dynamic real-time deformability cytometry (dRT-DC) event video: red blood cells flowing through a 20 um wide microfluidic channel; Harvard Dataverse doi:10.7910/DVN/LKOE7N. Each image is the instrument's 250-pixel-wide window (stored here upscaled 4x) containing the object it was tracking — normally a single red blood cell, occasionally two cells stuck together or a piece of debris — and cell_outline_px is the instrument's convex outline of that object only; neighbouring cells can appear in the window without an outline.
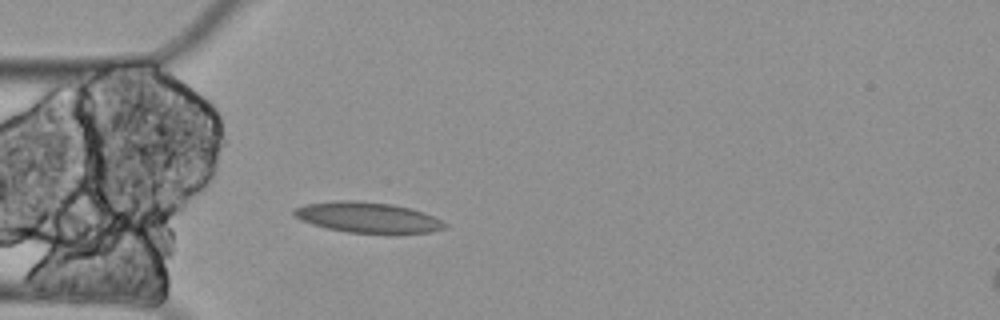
{"species": "Egyptian fruit bat (a non-hibernating species)", "species_latin": "Rousettus aegyptiacus", "temperature_condition": "cold", "stored_images_in_passage": 4, "camera_frame_rate_fps": 3000, "um_per_image_px": 0.085, "animal": {"sex": "female"}, "frame": {"image": 1, "passage_image": 4, "time_ms": 1.0, "image_size_px": [1000, 320], "cell_outline_px": [[448, 228], [432, 232], [388, 236], [348, 232], [328, 228], [312, 224], [300, 220], [292, 212], [296, 208], [304, 204], [336, 200], [352, 200], [392, 204], [424, 212], [448, 224]], "centroid_in_image_um": [31.32, 18.52], "position_along_channel_um": 53.7, "area_um2": 27.63}}